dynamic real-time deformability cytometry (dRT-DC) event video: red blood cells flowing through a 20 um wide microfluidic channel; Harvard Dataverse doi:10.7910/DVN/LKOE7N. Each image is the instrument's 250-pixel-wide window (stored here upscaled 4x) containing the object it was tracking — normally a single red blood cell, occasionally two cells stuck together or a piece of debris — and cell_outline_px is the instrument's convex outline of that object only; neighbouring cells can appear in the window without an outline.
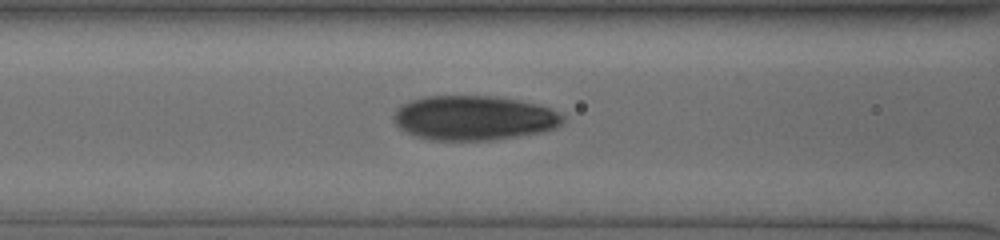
{"species": "human", "species_latin": "Homo sapiens", "temperature_condition": "cold", "stored_images_in_passage": 12, "camera_frame_rate_fps": 3000, "um_per_image_px": 0.085, "donor": {"sex": "male"}, "frame": {"image": 1, "passage_image": 9, "time_ms": 2.667, "image_size_px": [1000, 240], "cell_outline_px": [[564, 120], [556, 128], [544, 132], [520, 136], [492, 140], [428, 140], [412, 136], [400, 128], [396, 124], [392, 116], [404, 104], [412, 100], [424, 96], [488, 96], [516, 100], [548, 108], [564, 116]], "centroid_in_image_um": [40.26, 10.05], "position_along_channel_um": 126.3, "area_um2": 43.7}}
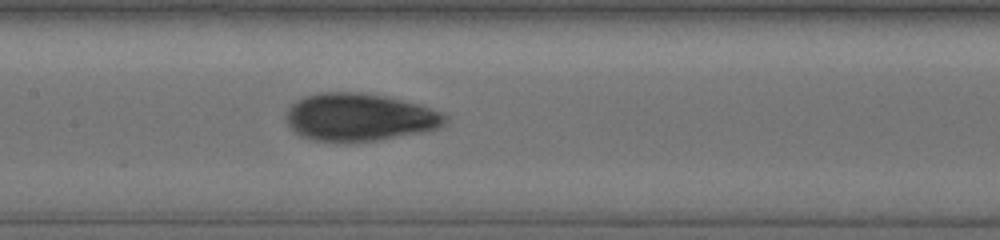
{"frame": {"image": 2, "passage_image": 12, "time_ms": 3.667, "image_size_px": [1000, 240], "cell_outline_px": [[448, 120], [444, 124], [436, 128], [424, 132], [380, 140], [352, 144], [344, 144], [312, 140], [300, 136], [288, 124], [288, 112], [292, 104], [308, 96], [324, 92], [352, 92], [380, 96], [400, 100], [416, 104], [440, 112], [448, 116]], "centroid_in_image_um": [30.56, 10.02], "position_along_channel_um": 176.8, "area_um2": 43.99}}